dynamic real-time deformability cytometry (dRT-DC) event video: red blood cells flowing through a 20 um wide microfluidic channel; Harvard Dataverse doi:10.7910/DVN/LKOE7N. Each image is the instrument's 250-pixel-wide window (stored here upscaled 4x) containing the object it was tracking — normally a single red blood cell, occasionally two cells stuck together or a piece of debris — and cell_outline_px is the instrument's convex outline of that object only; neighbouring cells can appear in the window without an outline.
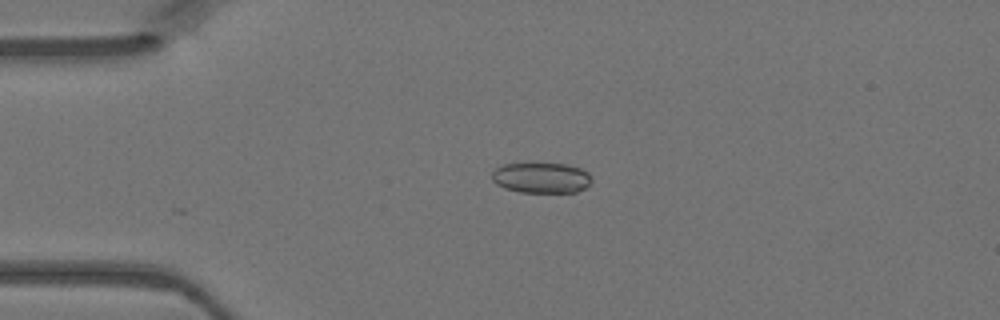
{"species": "Egyptian fruit bat (a non-hibernating species)", "species_latin": "Rousettus aegyptiacus", "temperature_condition": "warm", "stored_images_in_passage": 26, "camera_frame_rate_fps": 3000, "um_per_image_px": 0.085, "animal": {"sex": "female"}, "frame": {"image": 1, "passage_image": 11, "time_ms": 3.333, "image_size_px": [1000, 320], "cell_outline_px": [[592, 180], [584, 188], [576, 192], [520, 192], [504, 188], [496, 184], [492, 180], [492, 172], [496, 168], [504, 164], [528, 160], [564, 164], [580, 168], [588, 172]], "centroid_in_image_um": [45.96, 15.06], "position_along_channel_um": 39.0, "area_um2": 18.44}}
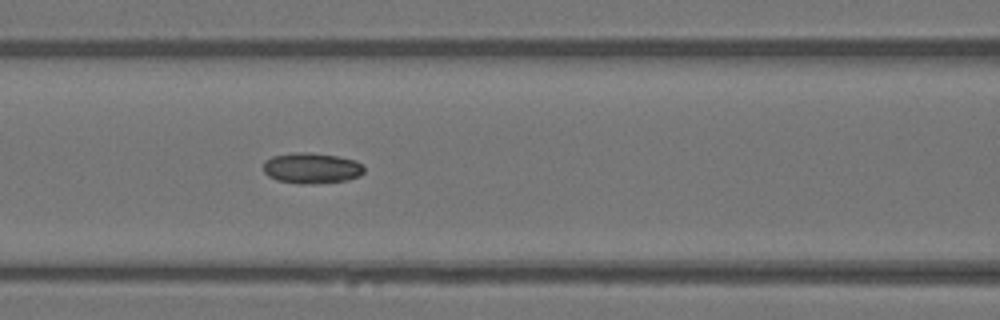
{"frame": {"image": 2, "passage_image": 20, "time_ms": 6.333, "image_size_px": [1000, 320], "cell_outline_px": [[364, 172], [360, 176], [348, 180], [308, 184], [300, 184], [276, 180], [268, 176], [264, 172], [264, 160], [272, 156], [292, 152], [308, 152], [336, 156], [356, 160], [364, 168]], "centroid_in_image_um": [26.47, 14.29], "position_along_channel_um": 140.1, "area_um2": 18.15}}
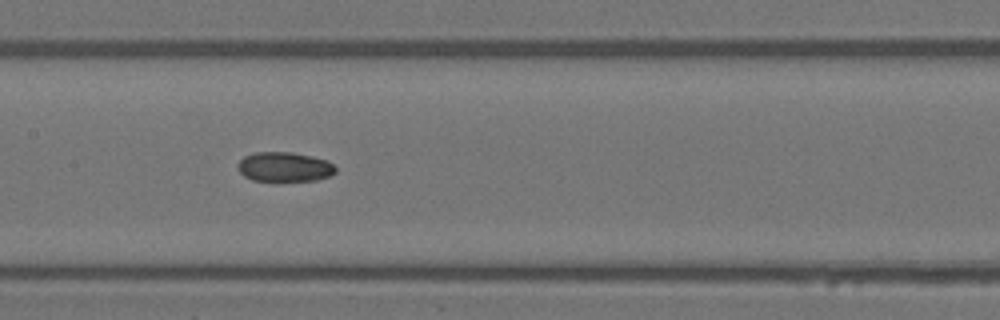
{"frame": {"image": 3, "passage_image": 23, "time_ms": 7.333, "image_size_px": [1000, 320], "cell_outline_px": [[336, 172], [328, 176], [316, 180], [252, 180], [244, 176], [240, 172], [236, 164], [244, 156], [256, 152], [292, 152], [312, 156], [328, 160], [336, 168]], "centroid_in_image_um": [24.17, 14.17], "position_along_channel_um": 183.2, "area_um2": 16.76}}